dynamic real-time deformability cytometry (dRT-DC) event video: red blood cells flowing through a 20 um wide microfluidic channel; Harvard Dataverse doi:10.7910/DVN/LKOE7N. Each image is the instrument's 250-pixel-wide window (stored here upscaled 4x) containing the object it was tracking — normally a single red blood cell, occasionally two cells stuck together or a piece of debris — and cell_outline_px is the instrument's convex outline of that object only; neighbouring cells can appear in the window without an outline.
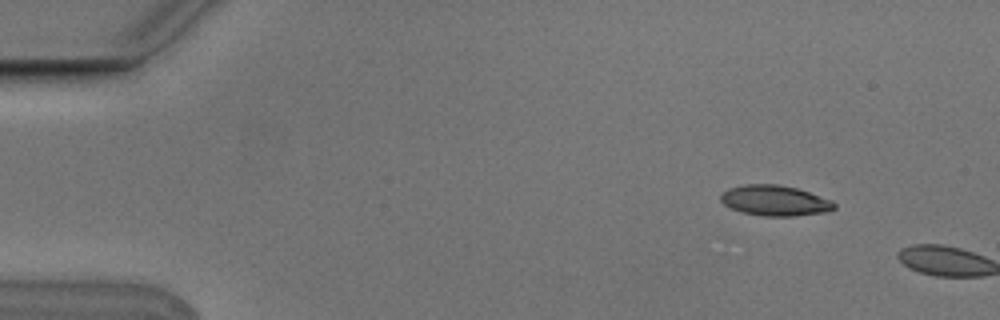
{"species": "Egyptian fruit bat (a non-hibernating species)", "species_latin": "Rousettus aegyptiacus", "temperature_condition": "cold", "stored_images_in_passage": 2, "camera_frame_rate_fps": 3000, "um_per_image_px": 0.085, "animal": {"sex": "male"}, "frame": {"image": 1, "passage_image": 1, "time_ms": 0.0, "image_size_px": [1000, 320], "cell_outline_px": [[836, 208], [828, 212], [792, 216], [764, 216], [740, 212], [724, 204], [720, 200], [720, 196], [728, 188], [744, 184], [776, 184], [796, 188], [832, 200], [836, 204]], "centroid_in_image_um": [65.87, 17.05], "position_along_channel_um": 19.1, "area_um2": 20.17}}